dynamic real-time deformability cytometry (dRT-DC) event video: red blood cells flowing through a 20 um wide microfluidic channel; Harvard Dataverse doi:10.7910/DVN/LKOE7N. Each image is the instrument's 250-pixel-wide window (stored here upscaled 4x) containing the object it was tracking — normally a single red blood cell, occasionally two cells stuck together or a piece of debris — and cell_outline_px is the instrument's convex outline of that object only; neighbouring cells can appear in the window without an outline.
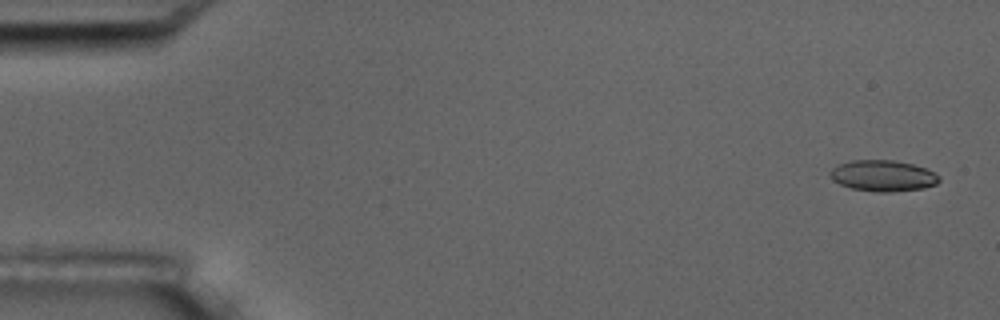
{"species": "common noctule bat (a hibernating species)", "species_latin": "Nyctalus noctula", "temperature_condition": "room temperature", "stored_images_in_passage": 5, "camera_frame_rate_fps": 3000, "um_per_image_px": 0.085, "animal": {"sex": "male", "body_mass_g": 17.5, "forearm_length_mm": 52.3}, "frame": {"image": 1, "passage_image": 1, "time_ms": 0.0, "image_size_px": [1000, 320], "cell_outline_px": [[940, 180], [936, 184], [924, 188], [892, 192], [876, 192], [852, 188], [840, 184], [832, 180], [828, 172], [832, 168], [840, 164], [852, 160], [896, 160], [912, 164], [924, 168], [940, 176]], "centroid_in_image_um": [75.04, 14.94], "position_along_channel_um": 10.0, "area_um2": 19.77}}
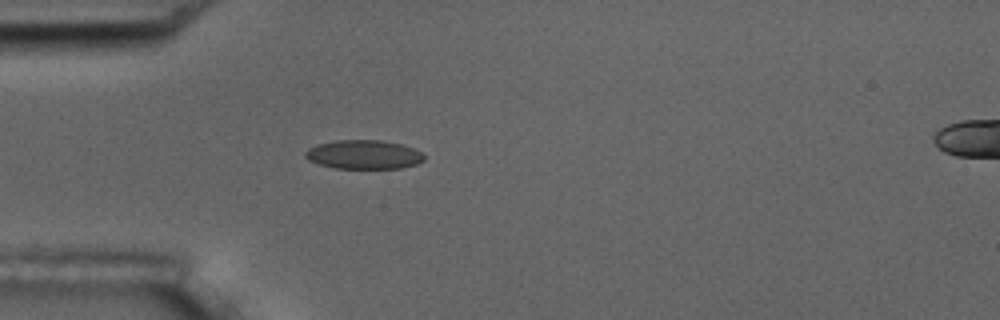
{"frame": {"image": 2, "passage_image": 5, "time_ms": 4.667, "image_size_px": [1000, 320], "cell_outline_px": [[424, 160], [416, 164], [400, 168], [336, 168], [320, 164], [308, 160], [304, 156], [304, 152], [308, 148], [316, 144], [336, 140], [380, 140], [400, 144], [412, 148], [420, 152], [424, 156]], "centroid_in_image_um": [30.87, 13.13], "position_along_channel_um": 54.1, "area_um2": 19.94}}